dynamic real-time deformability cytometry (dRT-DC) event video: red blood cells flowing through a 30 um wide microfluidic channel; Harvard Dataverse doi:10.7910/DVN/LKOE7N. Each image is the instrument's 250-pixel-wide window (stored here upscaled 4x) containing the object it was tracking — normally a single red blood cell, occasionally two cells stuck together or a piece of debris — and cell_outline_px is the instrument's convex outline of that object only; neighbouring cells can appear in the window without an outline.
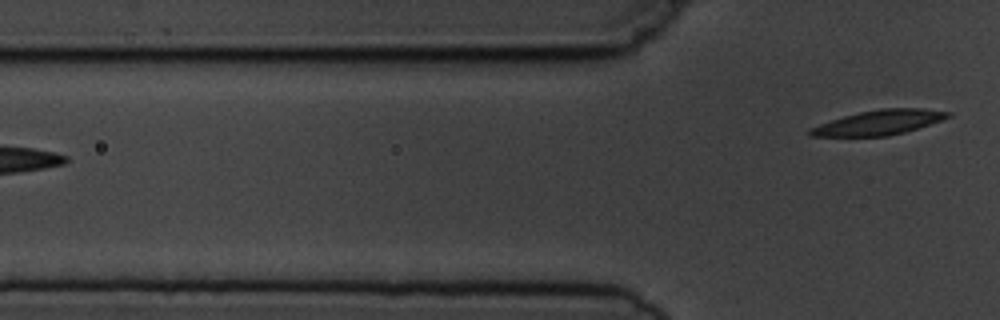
{"species": "common noctule bat (a hibernating species)", "species_latin": "Nyctalus noctula", "temperature_condition": "cold", "stored_images_in_passage": 8, "segment_of_instrument_passage": [2, 2], "camera_frame_rate_fps": 3000, "um_per_image_px": 0.085, "animal": {"sex": "male", "body_mass_g": 19.5, "forearm_length_mm": 54.6}, "frame": {"image": 1, "passage_image": 8, "time_ms": 8.667, "image_size_px": [1000, 320], "cell_outline_px": [[952, 116], [904, 132], [888, 136], [808, 136], [808, 128], [844, 116], [860, 112], [880, 108], [920, 108], [952, 112]], "centroid_in_image_um": [74.69, 10.41], "position_along_channel_um": 51.1, "area_um2": 19.65}}